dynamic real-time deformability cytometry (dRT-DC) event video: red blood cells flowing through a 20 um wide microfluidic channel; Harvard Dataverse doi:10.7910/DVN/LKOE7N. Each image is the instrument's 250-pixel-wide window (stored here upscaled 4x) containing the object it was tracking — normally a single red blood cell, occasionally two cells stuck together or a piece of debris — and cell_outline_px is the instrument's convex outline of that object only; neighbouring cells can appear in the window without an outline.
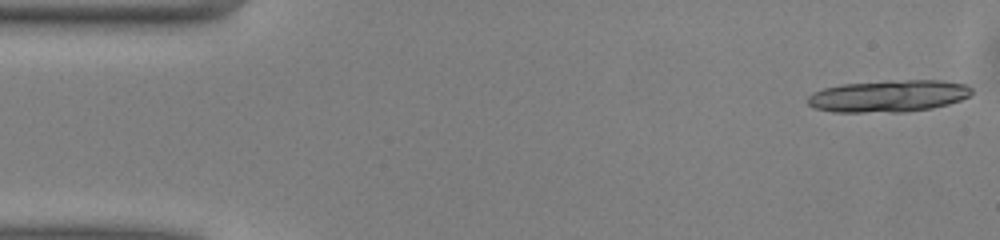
{"species": "common noctule bat (a hibernating species)", "species_latin": "Nyctalus noctula", "temperature_condition": "warm", "stored_images_in_passage": 14, "camera_frame_rate_fps": 3000, "um_per_image_px": 0.085, "animal": {"sex": "male", "body_mass_g": 13.0, "forearm_length_mm": 53.1}, "frame": {"image": 1, "passage_image": 1, "time_ms": 0.0, "image_size_px": [1000, 240], "cell_outline_px": [[972, 92], [968, 96], [960, 100], [948, 104], [932, 108], [904, 112], [832, 112], [812, 108], [808, 104], [808, 96], [812, 92], [824, 88], [840, 84], [884, 80], [944, 80], [964, 84], [972, 88]], "centroid_in_image_um": [75.49, 8.16], "position_along_channel_um": 9.5, "area_um2": 30.92}}